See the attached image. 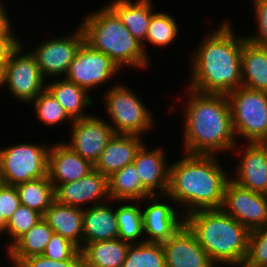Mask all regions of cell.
I'll return each instance as SVG.
<instances>
[{"mask_svg": "<svg viewBox=\"0 0 267 267\" xmlns=\"http://www.w3.org/2000/svg\"><path fill=\"white\" fill-rule=\"evenodd\" d=\"M226 20L194 51L189 87L200 93L229 94L242 86L241 53L246 36Z\"/></svg>", "mask_w": 267, "mask_h": 267, "instance_id": "6da1fadb", "label": "cell"}, {"mask_svg": "<svg viewBox=\"0 0 267 267\" xmlns=\"http://www.w3.org/2000/svg\"><path fill=\"white\" fill-rule=\"evenodd\" d=\"M187 91L184 152L217 155L220 151H235L237 142L227 95L200 93L190 88Z\"/></svg>", "mask_w": 267, "mask_h": 267, "instance_id": "7a4b0ae2", "label": "cell"}, {"mask_svg": "<svg viewBox=\"0 0 267 267\" xmlns=\"http://www.w3.org/2000/svg\"><path fill=\"white\" fill-rule=\"evenodd\" d=\"M216 155L188 154L171 164L166 195L186 207L183 216L197 210L219 209L224 202L226 182L231 178Z\"/></svg>", "mask_w": 267, "mask_h": 267, "instance_id": "3957f363", "label": "cell"}, {"mask_svg": "<svg viewBox=\"0 0 267 267\" xmlns=\"http://www.w3.org/2000/svg\"><path fill=\"white\" fill-rule=\"evenodd\" d=\"M184 218L185 225L216 265L234 267L244 264L251 232L249 229L221 208L193 211Z\"/></svg>", "mask_w": 267, "mask_h": 267, "instance_id": "277c9868", "label": "cell"}, {"mask_svg": "<svg viewBox=\"0 0 267 267\" xmlns=\"http://www.w3.org/2000/svg\"><path fill=\"white\" fill-rule=\"evenodd\" d=\"M79 26L84 41L109 56L120 69L123 66L140 69L149 66V56L142 44L107 5L90 13Z\"/></svg>", "mask_w": 267, "mask_h": 267, "instance_id": "5b68a950", "label": "cell"}, {"mask_svg": "<svg viewBox=\"0 0 267 267\" xmlns=\"http://www.w3.org/2000/svg\"><path fill=\"white\" fill-rule=\"evenodd\" d=\"M227 97L235 135L248 143H267V92L241 86Z\"/></svg>", "mask_w": 267, "mask_h": 267, "instance_id": "8992f818", "label": "cell"}, {"mask_svg": "<svg viewBox=\"0 0 267 267\" xmlns=\"http://www.w3.org/2000/svg\"><path fill=\"white\" fill-rule=\"evenodd\" d=\"M104 96L105 108L113 122L111 127L115 134L142 136L145 131L154 127L155 117L152 112L128 86L116 83L110 86Z\"/></svg>", "mask_w": 267, "mask_h": 267, "instance_id": "52a82bcc", "label": "cell"}, {"mask_svg": "<svg viewBox=\"0 0 267 267\" xmlns=\"http://www.w3.org/2000/svg\"><path fill=\"white\" fill-rule=\"evenodd\" d=\"M19 143L0 148V182L17 185L47 175L50 146Z\"/></svg>", "mask_w": 267, "mask_h": 267, "instance_id": "ba28073f", "label": "cell"}, {"mask_svg": "<svg viewBox=\"0 0 267 267\" xmlns=\"http://www.w3.org/2000/svg\"><path fill=\"white\" fill-rule=\"evenodd\" d=\"M19 41L8 55L5 65V86L21 102H32L45 88L43 78L35 56L28 52L22 54Z\"/></svg>", "mask_w": 267, "mask_h": 267, "instance_id": "9c48e42d", "label": "cell"}, {"mask_svg": "<svg viewBox=\"0 0 267 267\" xmlns=\"http://www.w3.org/2000/svg\"><path fill=\"white\" fill-rule=\"evenodd\" d=\"M119 70L109 56L83 41L64 78L89 91L112 79Z\"/></svg>", "mask_w": 267, "mask_h": 267, "instance_id": "30bf717a", "label": "cell"}, {"mask_svg": "<svg viewBox=\"0 0 267 267\" xmlns=\"http://www.w3.org/2000/svg\"><path fill=\"white\" fill-rule=\"evenodd\" d=\"M221 209L250 231L267 224V195L241 187L231 178L225 185Z\"/></svg>", "mask_w": 267, "mask_h": 267, "instance_id": "8fae6325", "label": "cell"}, {"mask_svg": "<svg viewBox=\"0 0 267 267\" xmlns=\"http://www.w3.org/2000/svg\"><path fill=\"white\" fill-rule=\"evenodd\" d=\"M84 41V34L80 26L69 36L52 38L39 44L31 52L37 61L43 78L64 76L68 72L77 50Z\"/></svg>", "mask_w": 267, "mask_h": 267, "instance_id": "7c38bea8", "label": "cell"}, {"mask_svg": "<svg viewBox=\"0 0 267 267\" xmlns=\"http://www.w3.org/2000/svg\"><path fill=\"white\" fill-rule=\"evenodd\" d=\"M71 126V139L64 144L94 165L115 134L111 124L91 115L75 119Z\"/></svg>", "mask_w": 267, "mask_h": 267, "instance_id": "4fadbf2b", "label": "cell"}, {"mask_svg": "<svg viewBox=\"0 0 267 267\" xmlns=\"http://www.w3.org/2000/svg\"><path fill=\"white\" fill-rule=\"evenodd\" d=\"M54 193L57 202L79 208L89 202L94 206L111 200L108 177L96 169L77 181L54 185Z\"/></svg>", "mask_w": 267, "mask_h": 267, "instance_id": "5bb4252c", "label": "cell"}, {"mask_svg": "<svg viewBox=\"0 0 267 267\" xmlns=\"http://www.w3.org/2000/svg\"><path fill=\"white\" fill-rule=\"evenodd\" d=\"M162 247L166 267H218L185 224Z\"/></svg>", "mask_w": 267, "mask_h": 267, "instance_id": "9a60e30c", "label": "cell"}, {"mask_svg": "<svg viewBox=\"0 0 267 267\" xmlns=\"http://www.w3.org/2000/svg\"><path fill=\"white\" fill-rule=\"evenodd\" d=\"M157 196L147 198L148 206L142 211L145 242L163 243L168 241L185 224L184 216H179L171 204L154 200ZM149 237V238H148Z\"/></svg>", "mask_w": 267, "mask_h": 267, "instance_id": "2e32d148", "label": "cell"}, {"mask_svg": "<svg viewBox=\"0 0 267 267\" xmlns=\"http://www.w3.org/2000/svg\"><path fill=\"white\" fill-rule=\"evenodd\" d=\"M240 152L242 158L238 162L237 170H234V179H231L241 187L266 195L267 143H248Z\"/></svg>", "mask_w": 267, "mask_h": 267, "instance_id": "e0dca14e", "label": "cell"}, {"mask_svg": "<svg viewBox=\"0 0 267 267\" xmlns=\"http://www.w3.org/2000/svg\"><path fill=\"white\" fill-rule=\"evenodd\" d=\"M94 165L61 141L48 150L47 174L53 185L73 182L85 177Z\"/></svg>", "mask_w": 267, "mask_h": 267, "instance_id": "ac0fdd59", "label": "cell"}, {"mask_svg": "<svg viewBox=\"0 0 267 267\" xmlns=\"http://www.w3.org/2000/svg\"><path fill=\"white\" fill-rule=\"evenodd\" d=\"M142 145L134 158V165L141 179L142 186L154 196L166 195L169 184L170 164L166 162L162 148H149ZM156 189L158 192L155 193ZM158 193V194H157Z\"/></svg>", "mask_w": 267, "mask_h": 267, "instance_id": "d6986e66", "label": "cell"}, {"mask_svg": "<svg viewBox=\"0 0 267 267\" xmlns=\"http://www.w3.org/2000/svg\"><path fill=\"white\" fill-rule=\"evenodd\" d=\"M143 144L145 143L141 141L140 135L114 134L94 164V169L110 177L126 165L133 163Z\"/></svg>", "mask_w": 267, "mask_h": 267, "instance_id": "ffe728a7", "label": "cell"}, {"mask_svg": "<svg viewBox=\"0 0 267 267\" xmlns=\"http://www.w3.org/2000/svg\"><path fill=\"white\" fill-rule=\"evenodd\" d=\"M116 210L110 203L86 207L83 211V245L118 238Z\"/></svg>", "mask_w": 267, "mask_h": 267, "instance_id": "44dd1931", "label": "cell"}, {"mask_svg": "<svg viewBox=\"0 0 267 267\" xmlns=\"http://www.w3.org/2000/svg\"><path fill=\"white\" fill-rule=\"evenodd\" d=\"M84 208L61 204L56 200L46 210L43 219L54 233L60 234L79 249L83 246Z\"/></svg>", "mask_w": 267, "mask_h": 267, "instance_id": "7402d4cb", "label": "cell"}, {"mask_svg": "<svg viewBox=\"0 0 267 267\" xmlns=\"http://www.w3.org/2000/svg\"><path fill=\"white\" fill-rule=\"evenodd\" d=\"M107 6L127 27L131 35L142 44L147 37V30L154 14L151 0H113Z\"/></svg>", "mask_w": 267, "mask_h": 267, "instance_id": "603a6c76", "label": "cell"}, {"mask_svg": "<svg viewBox=\"0 0 267 267\" xmlns=\"http://www.w3.org/2000/svg\"><path fill=\"white\" fill-rule=\"evenodd\" d=\"M129 246L119 238L84 244L80 249L83 267H121Z\"/></svg>", "mask_w": 267, "mask_h": 267, "instance_id": "cb8c5ba5", "label": "cell"}, {"mask_svg": "<svg viewBox=\"0 0 267 267\" xmlns=\"http://www.w3.org/2000/svg\"><path fill=\"white\" fill-rule=\"evenodd\" d=\"M242 86L267 92V49L248 39L241 53Z\"/></svg>", "mask_w": 267, "mask_h": 267, "instance_id": "d4e9b609", "label": "cell"}, {"mask_svg": "<svg viewBox=\"0 0 267 267\" xmlns=\"http://www.w3.org/2000/svg\"><path fill=\"white\" fill-rule=\"evenodd\" d=\"M62 78L60 80L57 79L55 82H49L46 85V89L73 120L91 116L84 112L85 107L87 108L93 104L89 91L66 80L64 77Z\"/></svg>", "mask_w": 267, "mask_h": 267, "instance_id": "484cf974", "label": "cell"}, {"mask_svg": "<svg viewBox=\"0 0 267 267\" xmlns=\"http://www.w3.org/2000/svg\"><path fill=\"white\" fill-rule=\"evenodd\" d=\"M109 195L112 201H145L152 196L141 183V179L134 163L126 165L124 168L108 177ZM132 200V201H131Z\"/></svg>", "mask_w": 267, "mask_h": 267, "instance_id": "4316f807", "label": "cell"}, {"mask_svg": "<svg viewBox=\"0 0 267 267\" xmlns=\"http://www.w3.org/2000/svg\"><path fill=\"white\" fill-rule=\"evenodd\" d=\"M53 233L51 227L42 218L7 249V257H10L13 262V267L24 258L42 255Z\"/></svg>", "mask_w": 267, "mask_h": 267, "instance_id": "83f0119b", "label": "cell"}, {"mask_svg": "<svg viewBox=\"0 0 267 267\" xmlns=\"http://www.w3.org/2000/svg\"><path fill=\"white\" fill-rule=\"evenodd\" d=\"M20 204L44 215L55 200L54 185L48 174L44 177L15 185Z\"/></svg>", "mask_w": 267, "mask_h": 267, "instance_id": "f1b7e54d", "label": "cell"}, {"mask_svg": "<svg viewBox=\"0 0 267 267\" xmlns=\"http://www.w3.org/2000/svg\"><path fill=\"white\" fill-rule=\"evenodd\" d=\"M121 267H166L161 243L145 242L130 244Z\"/></svg>", "mask_w": 267, "mask_h": 267, "instance_id": "f546056e", "label": "cell"}, {"mask_svg": "<svg viewBox=\"0 0 267 267\" xmlns=\"http://www.w3.org/2000/svg\"><path fill=\"white\" fill-rule=\"evenodd\" d=\"M116 219L119 226L118 238L129 244L140 243L138 238L144 236L143 216L139 205H120L116 209Z\"/></svg>", "mask_w": 267, "mask_h": 267, "instance_id": "4dcf8cb0", "label": "cell"}, {"mask_svg": "<svg viewBox=\"0 0 267 267\" xmlns=\"http://www.w3.org/2000/svg\"><path fill=\"white\" fill-rule=\"evenodd\" d=\"M178 24L165 12L154 13L147 30L146 40L155 46H167L171 44L178 34Z\"/></svg>", "mask_w": 267, "mask_h": 267, "instance_id": "1f68e13d", "label": "cell"}, {"mask_svg": "<svg viewBox=\"0 0 267 267\" xmlns=\"http://www.w3.org/2000/svg\"><path fill=\"white\" fill-rule=\"evenodd\" d=\"M32 103L34 104L39 121L41 120L44 124L53 126L65 120L71 124L74 121L46 88Z\"/></svg>", "mask_w": 267, "mask_h": 267, "instance_id": "d6a6232c", "label": "cell"}, {"mask_svg": "<svg viewBox=\"0 0 267 267\" xmlns=\"http://www.w3.org/2000/svg\"><path fill=\"white\" fill-rule=\"evenodd\" d=\"M42 218L43 215L37 211L30 209L27 206L20 205L7 221L5 232H7L8 236H11V243H9L6 249H9L20 237L41 221Z\"/></svg>", "mask_w": 267, "mask_h": 267, "instance_id": "836d02e7", "label": "cell"}, {"mask_svg": "<svg viewBox=\"0 0 267 267\" xmlns=\"http://www.w3.org/2000/svg\"><path fill=\"white\" fill-rule=\"evenodd\" d=\"M244 264L247 267H267V224L250 232Z\"/></svg>", "mask_w": 267, "mask_h": 267, "instance_id": "e575fe53", "label": "cell"}, {"mask_svg": "<svg viewBox=\"0 0 267 267\" xmlns=\"http://www.w3.org/2000/svg\"><path fill=\"white\" fill-rule=\"evenodd\" d=\"M50 260H82L80 249L60 234L53 233L43 252Z\"/></svg>", "mask_w": 267, "mask_h": 267, "instance_id": "d590c367", "label": "cell"}, {"mask_svg": "<svg viewBox=\"0 0 267 267\" xmlns=\"http://www.w3.org/2000/svg\"><path fill=\"white\" fill-rule=\"evenodd\" d=\"M253 4L258 31L246 37L255 45L267 49V0H253Z\"/></svg>", "mask_w": 267, "mask_h": 267, "instance_id": "8d00e7d4", "label": "cell"}, {"mask_svg": "<svg viewBox=\"0 0 267 267\" xmlns=\"http://www.w3.org/2000/svg\"><path fill=\"white\" fill-rule=\"evenodd\" d=\"M20 205L16 187L0 182V214L2 217L8 221Z\"/></svg>", "mask_w": 267, "mask_h": 267, "instance_id": "74e56055", "label": "cell"}, {"mask_svg": "<svg viewBox=\"0 0 267 267\" xmlns=\"http://www.w3.org/2000/svg\"><path fill=\"white\" fill-rule=\"evenodd\" d=\"M14 267H83V263L82 260H50L38 255L22 259Z\"/></svg>", "mask_w": 267, "mask_h": 267, "instance_id": "f35d334b", "label": "cell"}, {"mask_svg": "<svg viewBox=\"0 0 267 267\" xmlns=\"http://www.w3.org/2000/svg\"><path fill=\"white\" fill-rule=\"evenodd\" d=\"M7 16V12L0 0V38H17L15 34H12V26Z\"/></svg>", "mask_w": 267, "mask_h": 267, "instance_id": "ab89813d", "label": "cell"}, {"mask_svg": "<svg viewBox=\"0 0 267 267\" xmlns=\"http://www.w3.org/2000/svg\"><path fill=\"white\" fill-rule=\"evenodd\" d=\"M19 41L18 38H0V65H6L9 53Z\"/></svg>", "mask_w": 267, "mask_h": 267, "instance_id": "60d3db41", "label": "cell"}, {"mask_svg": "<svg viewBox=\"0 0 267 267\" xmlns=\"http://www.w3.org/2000/svg\"><path fill=\"white\" fill-rule=\"evenodd\" d=\"M5 84V65H0V87Z\"/></svg>", "mask_w": 267, "mask_h": 267, "instance_id": "b9f144b4", "label": "cell"}, {"mask_svg": "<svg viewBox=\"0 0 267 267\" xmlns=\"http://www.w3.org/2000/svg\"><path fill=\"white\" fill-rule=\"evenodd\" d=\"M6 227H7V221L0 214V234H2L3 232H5Z\"/></svg>", "mask_w": 267, "mask_h": 267, "instance_id": "7bdbcfd3", "label": "cell"}, {"mask_svg": "<svg viewBox=\"0 0 267 267\" xmlns=\"http://www.w3.org/2000/svg\"><path fill=\"white\" fill-rule=\"evenodd\" d=\"M238 266H241V267H247L245 264H241V265H237Z\"/></svg>", "mask_w": 267, "mask_h": 267, "instance_id": "ee69618b", "label": "cell"}]
</instances>
